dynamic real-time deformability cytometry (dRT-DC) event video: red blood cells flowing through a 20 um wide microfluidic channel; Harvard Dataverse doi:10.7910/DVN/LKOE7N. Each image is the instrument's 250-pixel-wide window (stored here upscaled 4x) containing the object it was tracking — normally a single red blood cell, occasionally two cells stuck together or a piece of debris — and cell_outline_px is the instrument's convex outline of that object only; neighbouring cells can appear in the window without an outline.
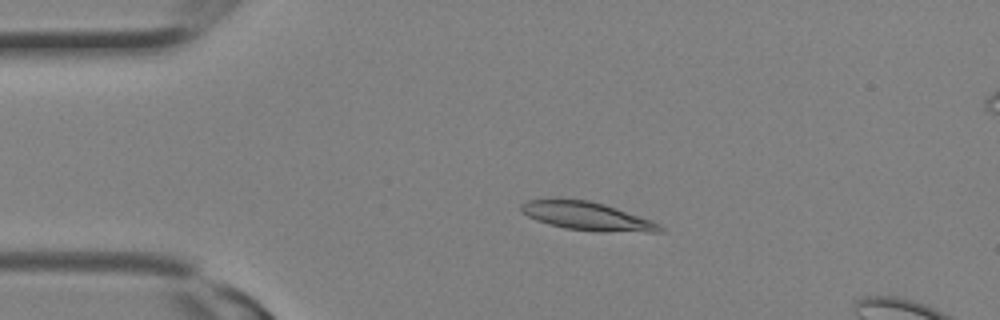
{"species": "Egyptian fruit bat (a non-hibernating species)", "species_latin": "Rousettus aegyptiacus", "temperature_condition": "room temperature", "stored_images_in_passage": 3, "camera_frame_rate_fps": 3000, "um_per_image_px": 0.085, "animal": {"sex": "female"}, "frame": {"image": 1, "passage_image": 2, "time_ms": 0.333, "image_size_px": [1000, 320], "cell_outline_px": [[664, 232], [648, 232], [564, 228], [548, 224], [536, 220], [520, 212], [520, 204], [528, 200], [588, 200], [604, 204], [652, 220], [660, 224], [664, 228]], "centroid_in_image_um": [49.89, 18.36], "position_along_channel_um": 35.1, "area_um2": 22.14}}